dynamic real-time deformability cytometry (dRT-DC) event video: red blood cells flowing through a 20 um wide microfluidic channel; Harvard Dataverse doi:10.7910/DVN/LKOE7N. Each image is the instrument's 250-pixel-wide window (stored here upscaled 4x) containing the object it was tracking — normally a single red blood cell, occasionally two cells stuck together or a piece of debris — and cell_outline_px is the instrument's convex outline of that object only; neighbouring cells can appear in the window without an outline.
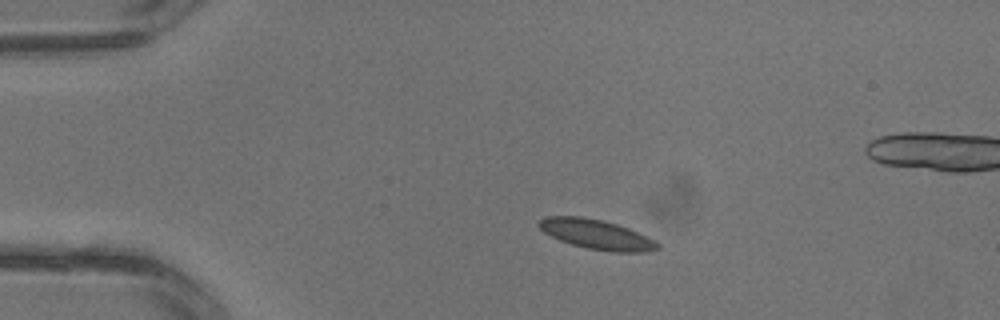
{"species": "common noctule bat (a hibernating species)", "species_latin": "Nyctalus noctula", "temperature_condition": "warm", "stored_images_in_passage": 3, "camera_frame_rate_fps": 3000, "um_per_image_px": 0.085, "animal": {"sex": "male", "body_mass_g": 13.3}, "frame": {"image": 1, "passage_image": 2, "time_ms": 0.333, "image_size_px": [1000, 320], "cell_outline_px": [[660, 248], [644, 252], [612, 252], [588, 248], [572, 244], [560, 240], [544, 232], [536, 224], [544, 216], [580, 216], [604, 220], [628, 228], [660, 244]], "centroid_in_image_um": [50.66, 19.91], "position_along_channel_um": 34.3, "area_um2": 20.29}}